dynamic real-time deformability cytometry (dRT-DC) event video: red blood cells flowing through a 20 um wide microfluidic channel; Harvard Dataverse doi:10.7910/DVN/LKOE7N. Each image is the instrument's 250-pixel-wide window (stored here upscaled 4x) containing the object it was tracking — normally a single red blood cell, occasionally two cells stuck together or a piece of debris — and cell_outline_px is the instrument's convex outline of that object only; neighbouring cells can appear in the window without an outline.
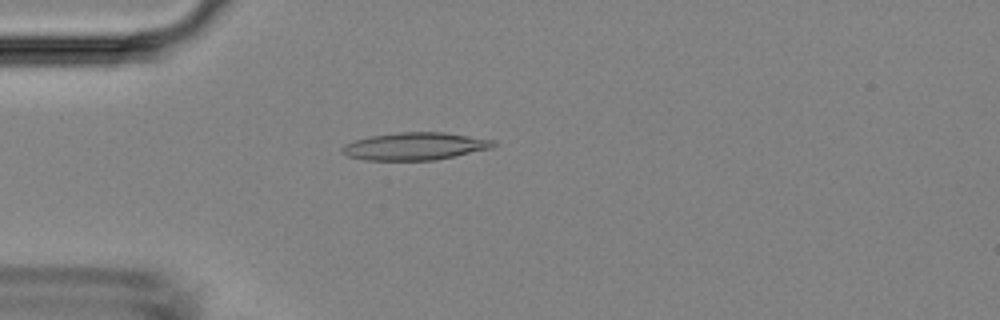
{"species": "Egyptian fruit bat (a non-hibernating species)", "species_latin": "Rousettus aegyptiacus", "temperature_condition": "room temperature", "stored_images_in_passage": 4, "camera_frame_rate_fps": 3000, "um_per_image_px": 0.085, "animal": {"sex": "female"}, "frame": {"image": 1, "passage_image": 4, "time_ms": 4.333, "image_size_px": [1000, 320], "cell_outline_px": [[500, 144], [492, 148], [436, 160], [364, 160], [348, 156], [340, 152], [340, 148], [344, 144], [368, 136], [400, 132], [444, 132], [496, 140]], "centroid_in_image_um": [35.29, 12.43], "position_along_channel_um": 49.7, "area_um2": 24.51}}